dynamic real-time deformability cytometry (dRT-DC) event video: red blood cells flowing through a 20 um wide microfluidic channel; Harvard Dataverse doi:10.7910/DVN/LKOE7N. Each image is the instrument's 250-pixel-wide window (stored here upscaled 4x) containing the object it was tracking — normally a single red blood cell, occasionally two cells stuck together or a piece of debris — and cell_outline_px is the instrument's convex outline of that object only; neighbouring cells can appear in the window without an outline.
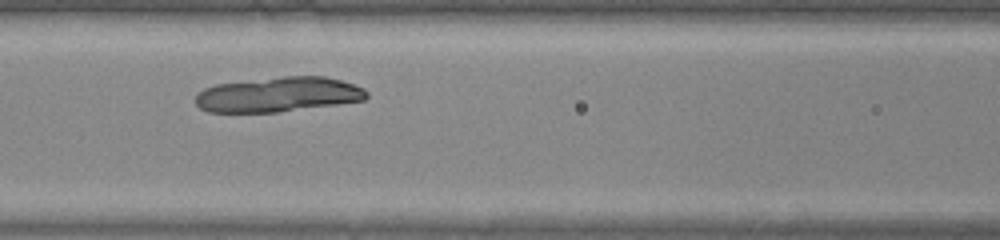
{"species": "common noctule bat (a hibernating species)", "species_latin": "Nyctalus noctula", "temperature_condition": "warm", "stored_images_in_passage": 31, "camera_frame_rate_fps": 3000, "um_per_image_px": 0.085, "animal": {"sex": "male", "body_mass_g": 20.0, "forearm_length_mm": 53.3}, "frame": {"image": 1, "passage_image": 11, "time_ms": 3.333, "image_size_px": [1000, 240], "cell_outline_px": [[368, 96], [364, 100], [336, 104], [276, 112], [208, 112], [200, 108], [196, 104], [196, 92], [204, 88], [216, 84], [284, 76], [324, 76], [340, 80], [364, 88], [368, 92]], "centroid_in_image_um": [23.63, 8.03], "position_along_channel_um": 143.0, "area_um2": 34.62}}
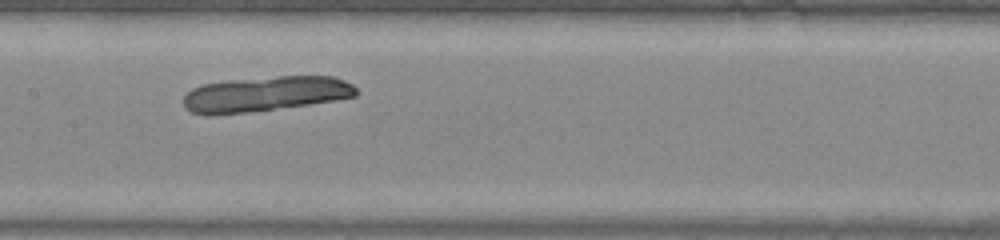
{"frame": {"image": 2, "passage_image": 14, "time_ms": 4.333, "image_size_px": [1000, 240], "cell_outline_px": [[356, 96], [308, 104], [244, 112], [208, 116], [192, 112], [184, 108], [184, 96], [192, 88], [204, 84], [228, 80], [280, 76], [332, 76], [344, 80], [352, 84], [356, 88]], "centroid_in_image_um": [22.51, 7.98], "position_along_channel_um": 184.9, "area_um2": 34.97}}